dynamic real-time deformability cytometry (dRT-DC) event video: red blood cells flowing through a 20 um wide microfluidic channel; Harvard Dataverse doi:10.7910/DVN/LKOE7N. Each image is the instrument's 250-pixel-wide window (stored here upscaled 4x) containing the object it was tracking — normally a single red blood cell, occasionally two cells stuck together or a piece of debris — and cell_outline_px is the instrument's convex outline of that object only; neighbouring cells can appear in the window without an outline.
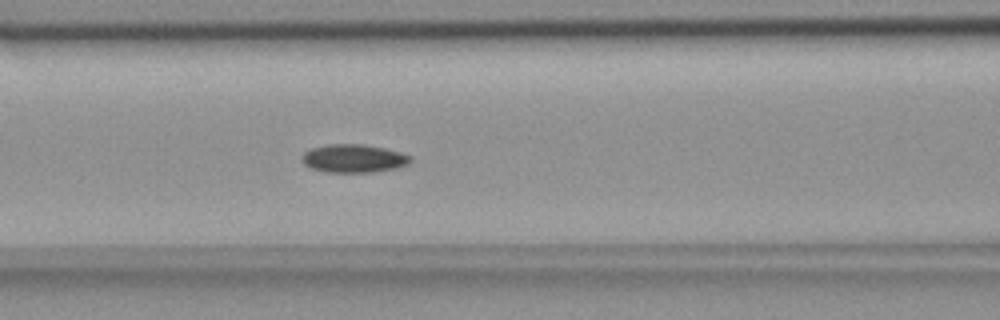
{"species": "common noctule bat (a hibernating species)", "species_latin": "Nyctalus noctula", "temperature_condition": "room temperature", "stored_images_in_passage": 47, "camera_frame_rate_fps": 3000, "um_per_image_px": 0.085, "animal": {"sex": "female", "body_mass_g": 18.4}, "frame": {"image": 1, "passage_image": 19, "time_ms": 6.0, "image_size_px": [1000, 320], "cell_outline_px": [[412, 160], [408, 164], [396, 168], [372, 172], [328, 172], [312, 168], [304, 164], [300, 160], [300, 156], [304, 152], [312, 148], [328, 144], [364, 144], [384, 148], [400, 152], [412, 156]], "centroid_in_image_um": [30.05, 13.46], "position_along_channel_um": 136.5, "area_um2": 17.92}}
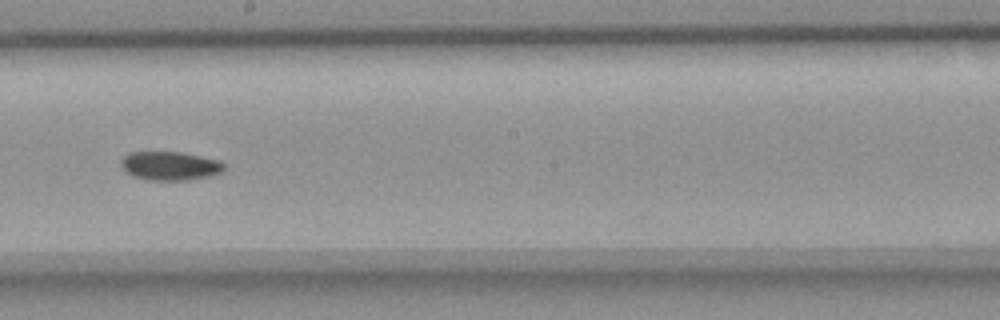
{"frame": {"image": 2, "passage_image": 27, "time_ms": 8.667, "image_size_px": [1000, 320], "cell_outline_px": [[224, 172], [208, 176], [188, 180], [148, 180], [132, 176], [120, 164], [120, 160], [128, 152], [180, 152], [220, 160], [224, 164]], "centroid_in_image_um": [14.45, 14.09], "position_along_channel_um": 233.7, "area_um2": 17.28}}
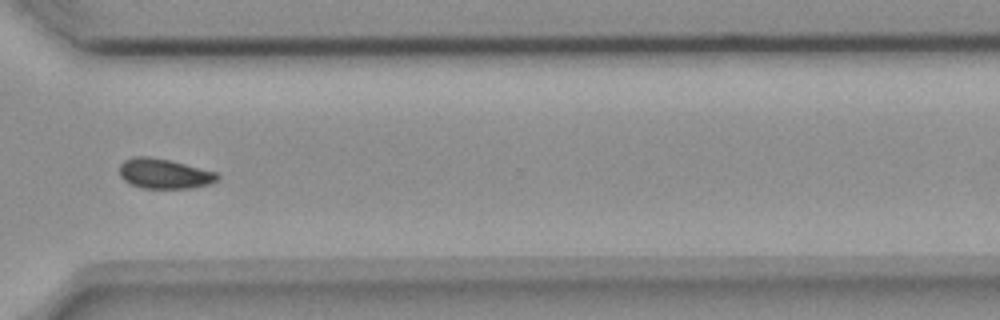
{"frame": {"image": 3, "passage_image": 37, "time_ms": 12.0, "image_size_px": [1000, 320], "cell_outline_px": [[220, 176], [216, 180], [208, 184], [192, 188], [140, 188], [124, 180], [120, 176], [120, 164], [124, 160], [132, 156], [148, 156], [168, 160], [216, 172]], "centroid_in_image_um": [13.92, 14.76], "position_along_channel_um": 356.7, "area_um2": 16.94}, "authors_computed_cell_mechanics": {"area_um2": 17.629, "velocity_mm_per_s": 3.6662, "shape_relaxation_time_tau1_ms": 8.9374, "shape_relaxation_time_tau2_ms": 6.1491, "deformation_change_tau1": 0.1319, "deformation_change_tau2": 0.0891}}